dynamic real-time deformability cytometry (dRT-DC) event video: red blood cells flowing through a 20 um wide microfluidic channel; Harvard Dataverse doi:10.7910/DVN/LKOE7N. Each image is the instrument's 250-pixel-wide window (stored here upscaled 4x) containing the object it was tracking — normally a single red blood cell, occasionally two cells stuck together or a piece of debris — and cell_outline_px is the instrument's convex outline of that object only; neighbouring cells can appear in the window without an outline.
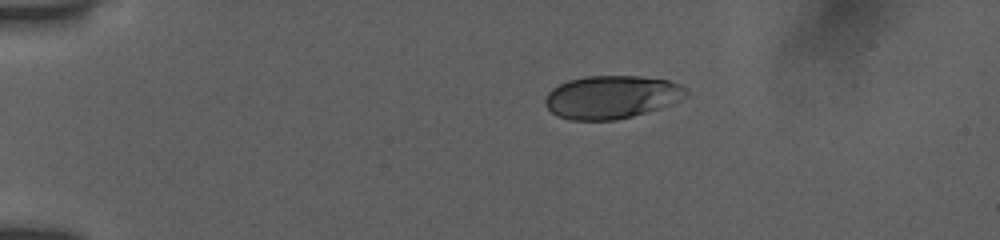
{"species": "human", "species_latin": "Homo sapiens", "temperature_condition": "room temperature", "stored_images_in_passage": 44, "camera_frame_rate_fps": 3000, "um_per_image_px": 0.085, "donor": {"sex": "female"}, "frame": {"image": 1, "passage_image": 1, "time_ms": 0.0, "image_size_px": [1000, 240], "cell_outline_px": [[688, 96], [680, 100], [632, 116], [616, 120], [568, 120], [556, 116], [544, 104], [544, 100], [548, 92], [552, 88], [568, 80], [584, 76], [640, 76], [668, 80], [680, 84], [688, 88]], "centroid_in_image_um": [51.96, 8.24], "position_along_channel_um": 33.0, "area_um2": 35.43}}
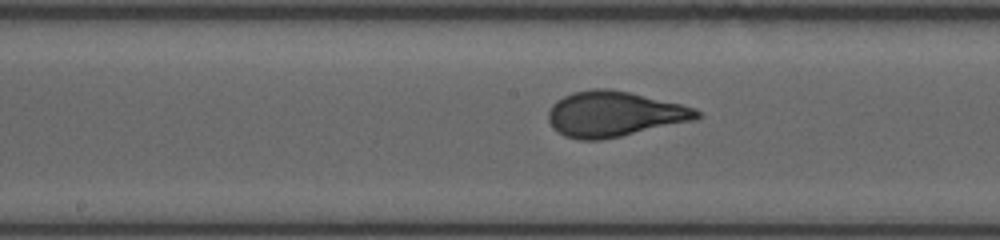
{"frame": {"image": 2, "passage_image": 19, "time_ms": 6.0, "image_size_px": [1000, 240], "cell_outline_px": [[700, 116], [696, 120], [620, 136], [600, 140], [580, 140], [564, 136], [552, 128], [548, 120], [548, 112], [552, 104], [556, 100], [572, 92], [592, 88], [608, 88], [628, 92], [680, 104], [696, 108], [700, 112]], "centroid_in_image_um": [52.17, 9.69], "position_along_channel_um": 196.0, "area_um2": 39.25}}
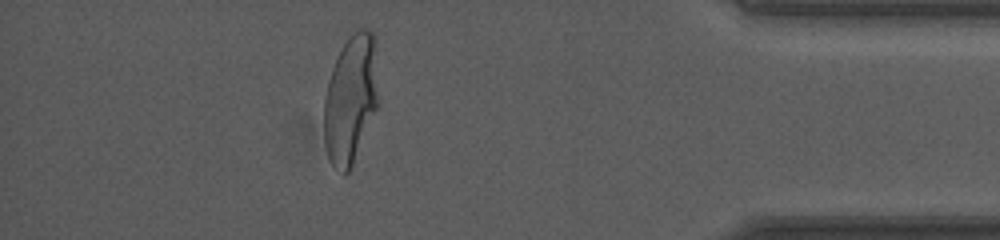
{"frame": {"image": 3, "passage_image": 38, "time_ms": 12.333, "image_size_px": [1000, 240], "cell_outline_px": [[380, 104], [352, 164], [348, 172], [344, 176], [332, 164], [328, 156], [324, 144], [324, 96], [328, 80], [332, 68], [344, 44], [360, 28], [368, 28], [376, 36]], "centroid_in_image_um": [29.85, 8.41], "position_along_channel_um": 405.3, "area_um2": 41.5}, "authors_computed_cell_mechanics": {"area_um2": 38.2058, "velocity_mm_per_s": 3.8726, "shape_relaxation_time_tau1_ms": 4.209, "shape_relaxation_time_tau2_ms": null, "deformation_change_tau1": 0.18, "deformation_change_tau2": null}}